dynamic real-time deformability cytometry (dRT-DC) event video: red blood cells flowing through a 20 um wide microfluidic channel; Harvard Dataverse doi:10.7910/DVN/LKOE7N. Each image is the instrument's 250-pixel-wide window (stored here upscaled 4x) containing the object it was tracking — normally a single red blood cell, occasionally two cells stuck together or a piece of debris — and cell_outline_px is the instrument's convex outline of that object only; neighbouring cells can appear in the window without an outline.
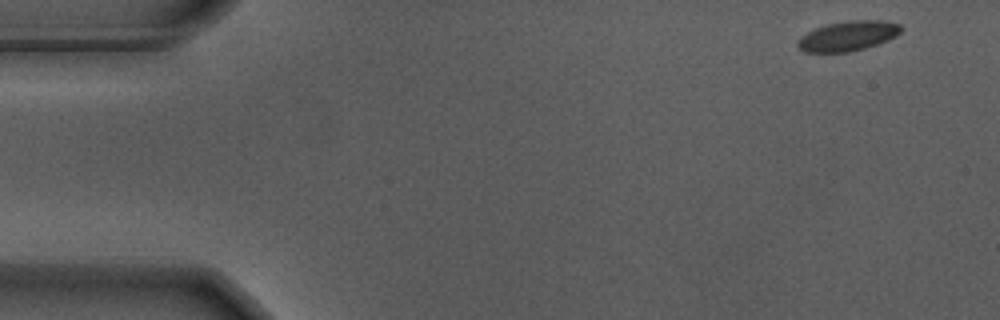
{"species": "Egyptian fruit bat (a non-hibernating species)", "species_latin": "Rousettus aegyptiacus", "temperature_condition": "warm", "stored_images_in_passage": 54, "camera_frame_rate_fps": 3000, "um_per_image_px": 0.085, "animal": {"sex": "male"}, "frame": {"image": 1, "passage_image": 1, "time_ms": 0.0, "image_size_px": [1000, 320], "cell_outline_px": [[904, 28], [896, 36], [888, 40], [864, 48], [848, 52], [804, 52], [796, 44], [796, 40], [800, 36], [816, 28], [828, 24], [848, 20], [880, 20], [900, 24]], "centroid_in_image_um": [72.08, 3.05], "position_along_channel_um": 12.9, "area_um2": 17.98}}
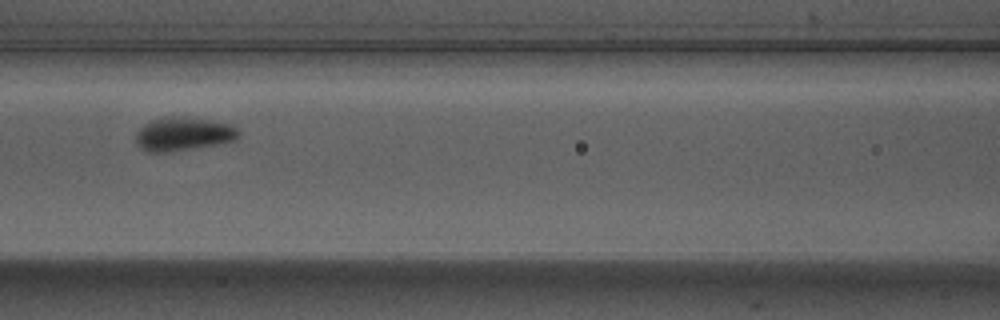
{"frame": {"image": 2, "passage_image": 22, "time_ms": 7.0, "image_size_px": [1000, 320], "cell_outline_px": [[240, 136], [236, 140], [216, 144], [168, 152], [148, 152], [136, 144], [136, 132], [144, 124], [152, 120], [164, 116], [180, 116], [208, 120], [232, 124], [240, 132]], "centroid_in_image_um": [15.58, 11.38], "position_along_channel_um": 151.0, "area_um2": 20.11}}
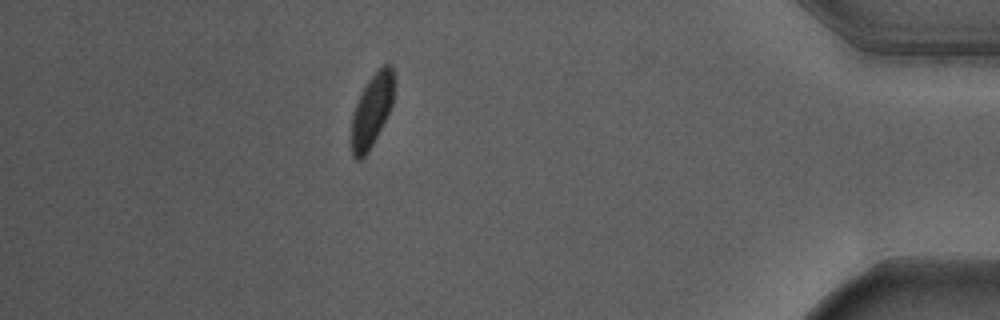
{"frame": {"image": 3, "passage_image": 47, "time_ms": 15.333, "image_size_px": [1000, 320], "cell_outline_px": [[392, 104], [368, 152], [360, 160], [356, 160], [352, 156], [352, 116], [360, 92], [368, 80], [384, 64], [392, 64]], "centroid_in_image_um": [31.57, 9.4], "position_along_channel_um": 403.6, "area_um2": 17.4}, "authors_computed_cell_mechanics": {"area_um2": 18.4671, "velocity_mm_per_s": 3.6464, "shape_relaxation_time_tau1_ms": 2.4177, "shape_relaxation_time_tau2_ms": null, "deformation_change_tau1": 0.1176, "deformation_change_tau2": null}}